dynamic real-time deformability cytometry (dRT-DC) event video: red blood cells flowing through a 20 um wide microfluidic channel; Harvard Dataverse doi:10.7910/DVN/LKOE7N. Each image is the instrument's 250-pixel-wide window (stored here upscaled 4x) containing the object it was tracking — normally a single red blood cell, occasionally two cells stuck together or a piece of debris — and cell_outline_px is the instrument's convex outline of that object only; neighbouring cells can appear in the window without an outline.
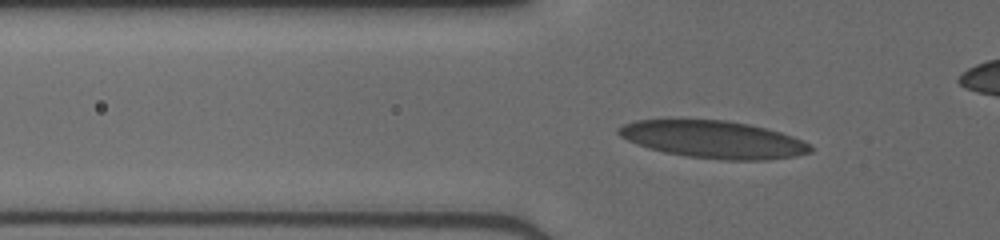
{"species": "human", "species_latin": "Homo sapiens", "temperature_condition": "cold", "stored_images_in_passage": 38, "camera_frame_rate_fps": 3000, "um_per_image_px": 0.085, "donor": {"sex": "male"}, "frame": {"image": 1, "passage_image": 14, "time_ms": 4.333, "image_size_px": [1000, 240], "cell_outline_px": [[812, 152], [796, 156], [768, 160], [728, 160], [688, 156], [664, 152], [648, 148], [636, 144], [620, 136], [616, 132], [616, 128], [624, 124], [636, 120], [728, 120], [748, 124], [780, 132], [792, 136], [808, 144], [812, 148]], "centroid_in_image_um": [60.62, 11.86], "position_along_channel_um": 65.2, "area_um2": 41.56}}
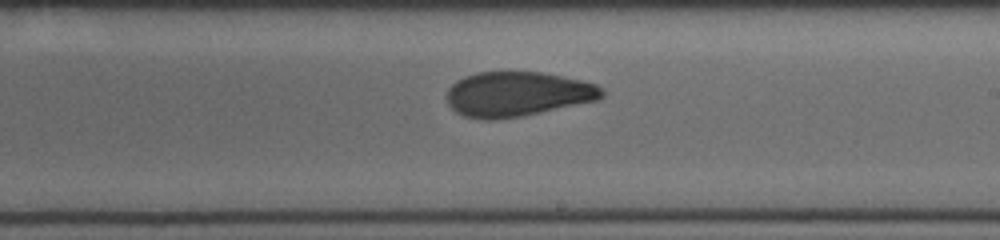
{"frame": {"image": 2, "passage_image": 25, "time_ms": 8.0, "image_size_px": [1000, 240], "cell_outline_px": [[604, 96], [596, 100], [540, 112], [520, 116], [492, 120], [484, 120], [464, 116], [456, 112], [448, 104], [444, 96], [448, 88], [456, 80], [464, 76], [476, 72], [544, 72], [564, 76], [596, 84], [604, 88]], "centroid_in_image_um": [43.94, 7.99], "position_along_channel_um": 245.1, "area_um2": 40.63}}
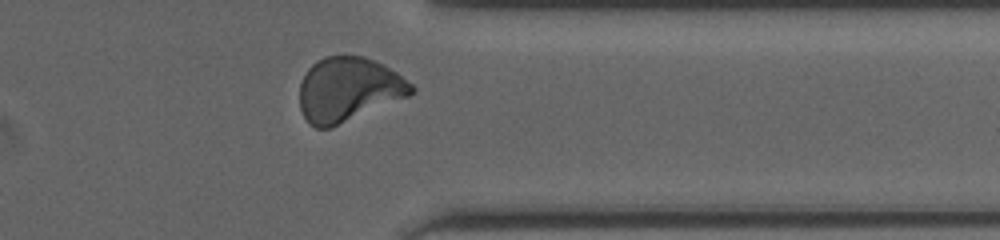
{"frame": {"image": 3, "passage_image": 35, "time_ms": 11.333, "image_size_px": [1000, 240], "cell_outline_px": [[416, 92], [408, 96], [332, 128], [316, 128], [308, 124], [300, 108], [300, 84], [308, 68], [316, 60], [324, 56], [364, 56], [376, 60], [384, 64], [396, 72], [412, 84], [416, 88]], "centroid_in_image_um": [29.62, 7.6], "position_along_channel_um": 381.8, "area_um2": 42.08}}